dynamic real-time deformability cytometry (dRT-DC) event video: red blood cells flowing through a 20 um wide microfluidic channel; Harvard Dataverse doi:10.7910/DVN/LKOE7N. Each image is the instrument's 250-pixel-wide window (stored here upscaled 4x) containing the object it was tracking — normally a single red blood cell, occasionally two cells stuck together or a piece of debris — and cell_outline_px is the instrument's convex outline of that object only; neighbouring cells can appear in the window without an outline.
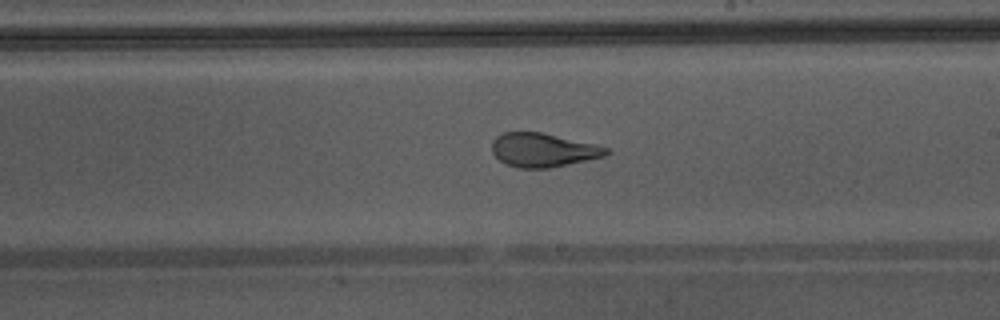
{"species": "Egyptian fruit bat (a non-hibernating species)", "species_latin": "Rousettus aegyptiacus", "temperature_condition": "warm", "stored_images_in_passage": 44, "camera_frame_rate_fps": 3000, "um_per_image_px": 0.085, "animal": {"sex": "male"}, "frame": {"image": 1, "passage_image": 26, "time_ms": 8.333, "image_size_px": [1000, 320], "cell_outline_px": [[612, 152], [604, 156], [568, 164], [548, 168], [520, 168], [504, 164], [492, 152], [492, 140], [496, 136], [504, 132], [540, 132], [592, 144], [608, 148]], "centroid_in_image_um": [46.11, 12.76], "position_along_channel_um": 242.9, "area_um2": 22.25}, "authors_computed_cell_mechanics": {"area_um2": 26.3568, "velocity_mm_per_s": 4.4068, "shape_relaxation_time_tau1_ms": 6.9071, "shape_relaxation_time_tau2_ms": 0.9291, "deformation_change_tau1": 0.2167, "deformation_change_tau2": 0.0724}}